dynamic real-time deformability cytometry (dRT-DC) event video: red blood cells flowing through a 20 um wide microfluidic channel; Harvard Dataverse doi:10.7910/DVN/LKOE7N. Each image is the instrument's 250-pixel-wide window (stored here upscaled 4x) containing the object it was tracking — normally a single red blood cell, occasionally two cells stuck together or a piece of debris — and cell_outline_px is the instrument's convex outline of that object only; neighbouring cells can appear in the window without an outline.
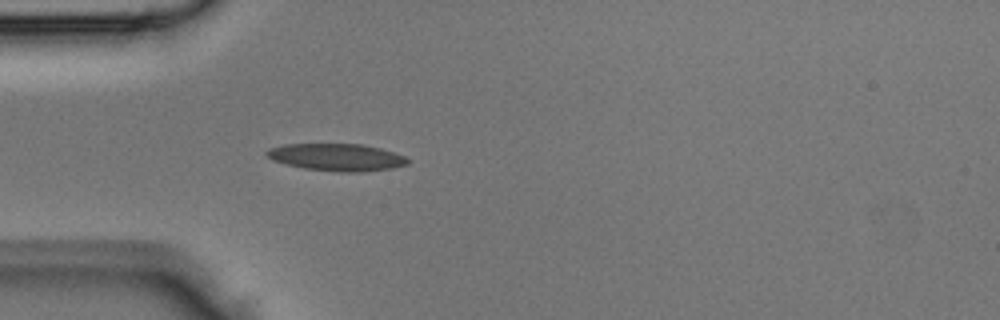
{"species": "Egyptian fruit bat (a non-hibernating species)", "species_latin": "Rousettus aegyptiacus", "temperature_condition": "room temperature", "stored_images_in_passage": 43, "camera_frame_rate_fps": 3000, "um_per_image_px": 0.085, "animal": {"sex": "male"}, "frame": {"image": 1, "passage_image": 12, "time_ms": 3.667, "image_size_px": [1000, 320], "cell_outline_px": [[412, 160], [408, 164], [392, 168], [360, 172], [340, 172], [304, 168], [272, 160], [264, 152], [268, 148], [284, 144], [364, 144], [380, 148], [404, 156]], "centroid_in_image_um": [28.63, 13.36], "position_along_channel_um": 56.4, "area_um2": 22.37}}
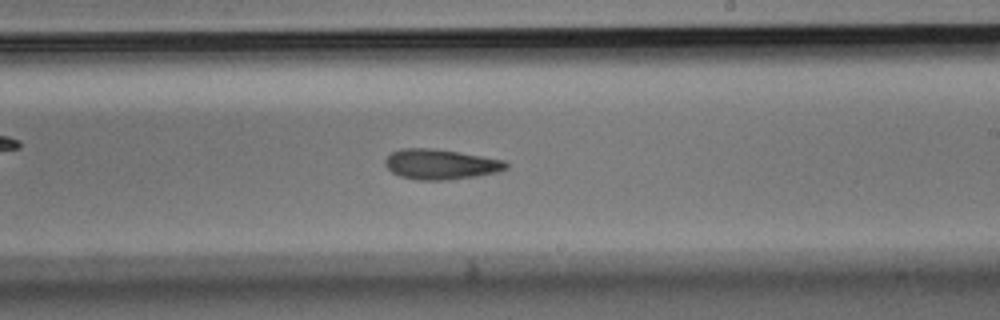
{"frame": {"image": 2, "passage_image": 25, "time_ms": 8.0, "image_size_px": [1000, 320], "cell_outline_px": [[508, 168], [496, 172], [476, 176], [448, 180], [420, 180], [400, 176], [392, 172], [384, 164], [384, 160], [392, 152], [400, 148], [432, 148], [460, 152], [484, 156], [504, 160], [508, 164]], "centroid_in_image_um": [37.45, 13.96], "position_along_channel_um": 251.5, "area_um2": 21.33}}
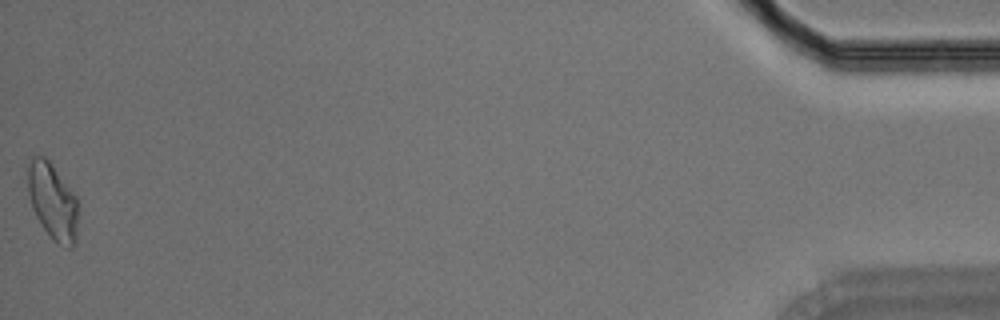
{"frame": {"image": 3, "passage_image": 43, "time_ms": 14.0, "image_size_px": [1000, 320], "cell_outline_px": [[76, 244], [72, 248], [68, 248], [52, 240], [48, 236], [40, 224], [32, 208], [28, 192], [24, 168], [32, 156], [44, 156], [52, 164], [76, 196]], "centroid_in_image_um": [4.41, 17.09], "position_along_channel_um": 430.8, "area_um2": 22.77}}